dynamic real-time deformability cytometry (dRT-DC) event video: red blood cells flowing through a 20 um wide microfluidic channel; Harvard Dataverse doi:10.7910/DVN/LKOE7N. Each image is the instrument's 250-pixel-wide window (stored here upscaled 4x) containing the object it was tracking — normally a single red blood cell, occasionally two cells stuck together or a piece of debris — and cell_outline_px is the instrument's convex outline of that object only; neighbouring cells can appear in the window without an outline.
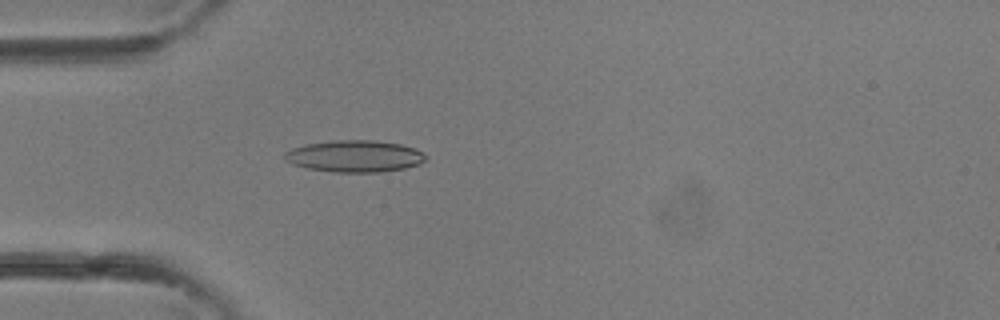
{"species": "common noctule bat (a hibernating species)", "species_latin": "Nyctalus noctula", "temperature_condition": "room temperature", "stored_images_in_passage": 28, "camera_frame_rate_fps": 3000, "um_per_image_px": 0.085, "animal": {"sex": "female"}, "frame": {"image": 1, "passage_image": 3, "time_ms": 0.667, "image_size_px": [1000, 320], "cell_outline_px": [[428, 156], [420, 164], [404, 168], [380, 172], [332, 172], [308, 168], [292, 164], [284, 160], [284, 152], [292, 148], [308, 144], [332, 140], [376, 140], [400, 144], [416, 148]], "centroid_in_image_um": [30.15, 13.27], "position_along_channel_um": 54.8, "area_um2": 26.24}}
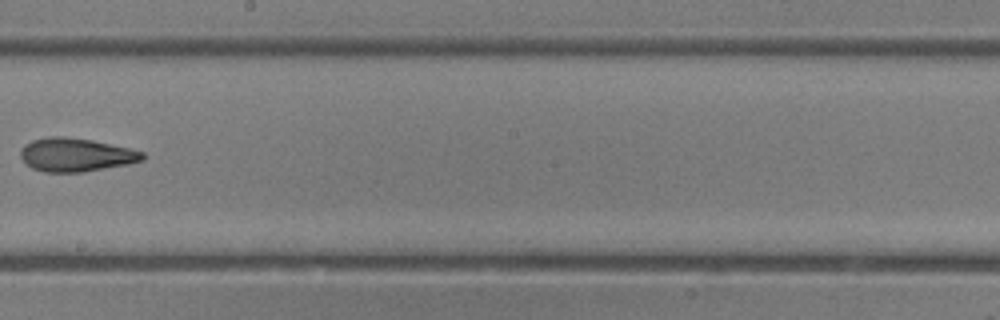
{"frame": {"image": 2, "passage_image": 13, "time_ms": 4.0, "image_size_px": [1000, 320], "cell_outline_px": [[144, 160], [128, 164], [80, 172], [44, 172], [32, 168], [20, 156], [20, 152], [24, 144], [32, 140], [48, 136], [64, 136], [92, 140], [128, 148], [144, 152]], "centroid_in_image_um": [6.43, 13.15], "position_along_channel_um": 241.8, "area_um2": 23.64}}
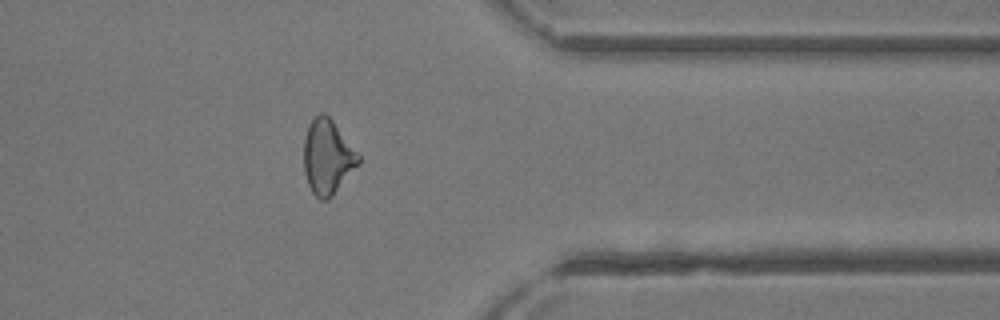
{"frame": {"image": 3, "passage_image": 21, "time_ms": 6.667, "image_size_px": [1000, 320], "cell_outline_px": [[360, 164], [332, 196], [328, 200], [320, 200], [312, 192], [308, 184], [304, 172], [304, 140], [308, 124], [320, 112], [324, 112], [332, 120], [360, 156]], "centroid_in_image_um": [27.83, 13.36], "position_along_channel_um": 383.6, "area_um2": 23.7}}